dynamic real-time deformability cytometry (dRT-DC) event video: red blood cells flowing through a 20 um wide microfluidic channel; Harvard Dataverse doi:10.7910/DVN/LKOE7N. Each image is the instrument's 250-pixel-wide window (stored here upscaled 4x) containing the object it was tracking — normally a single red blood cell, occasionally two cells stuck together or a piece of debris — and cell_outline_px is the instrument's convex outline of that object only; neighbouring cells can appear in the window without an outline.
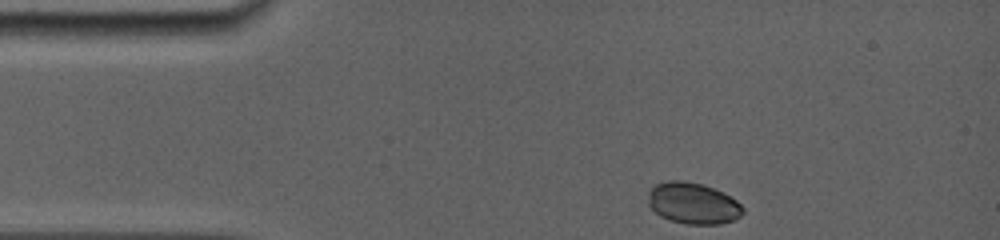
{"species": "common noctule bat (a hibernating species)", "species_latin": "Nyctalus noctula", "temperature_condition": "room temperature", "stored_images_in_passage": 57, "camera_frame_rate_fps": 5000, "um_per_image_px": 0.085, "animal": {"sex": "female", "body_mass_g": 19.0, "forearm_length_mm": 56.7}, "frame": {"image": 1, "passage_image": 1, "time_ms": 0.0, "image_size_px": [1000, 240], "cell_outline_px": [[744, 212], [736, 220], [720, 224], [688, 224], [672, 220], [660, 216], [648, 204], [648, 192], [656, 184], [668, 180], [680, 180], [704, 184], [724, 192], [736, 200], [744, 208]], "centroid_in_image_um": [58.93, 17.27], "position_along_channel_um": 26.1, "area_um2": 22.95}}
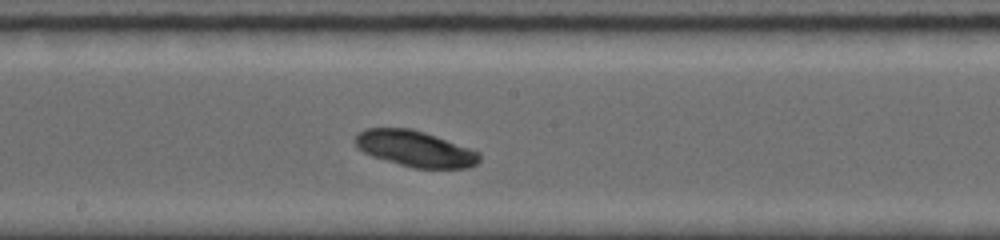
{"frame": {"image": 2, "passage_image": 34, "time_ms": 6.2, "image_size_px": [1000, 240], "cell_outline_px": [[480, 160], [476, 164], [468, 168], [412, 168], [372, 156], [356, 148], [356, 136], [360, 132], [368, 128], [412, 128], [436, 136], [480, 152]], "centroid_in_image_um": [35.3, 12.65], "position_along_channel_um": 212.9, "area_um2": 25.89}}
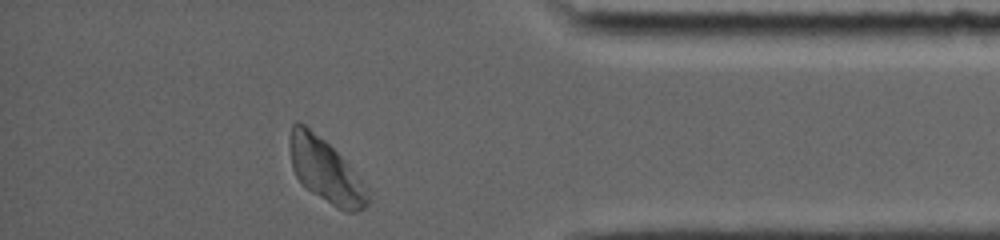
{"frame": {"image": 3, "passage_image": 57, "time_ms": 11.6, "image_size_px": [1000, 240], "cell_outline_px": [[372, 200], [364, 208], [356, 212], [344, 212], [336, 208], [312, 192], [296, 176], [292, 168], [288, 144], [288, 140], [292, 124], [296, 120], [304, 124], [324, 140], [340, 156], [372, 192]], "centroid_in_image_um": [27.69, 14.53], "position_along_channel_um": 407.5, "area_um2": 29.07}}